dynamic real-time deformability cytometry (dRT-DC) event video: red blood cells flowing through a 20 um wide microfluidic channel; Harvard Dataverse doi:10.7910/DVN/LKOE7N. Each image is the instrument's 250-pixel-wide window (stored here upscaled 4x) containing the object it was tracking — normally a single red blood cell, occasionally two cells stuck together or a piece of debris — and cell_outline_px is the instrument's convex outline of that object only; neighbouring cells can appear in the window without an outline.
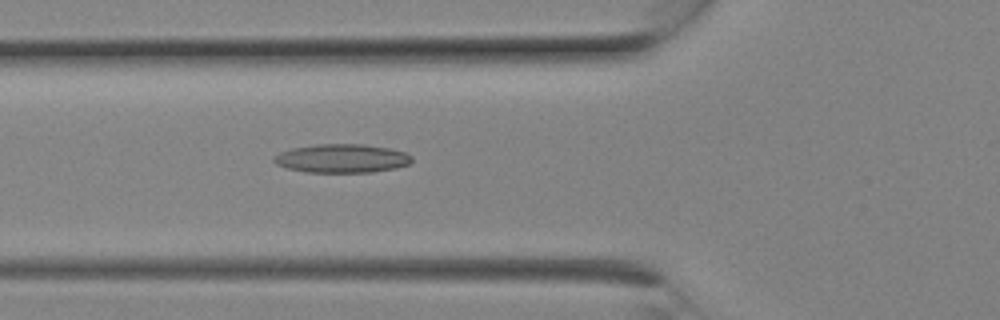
{"species": "Egyptian fruit bat (a non-hibernating species)", "species_latin": "Rousettus aegyptiacus", "temperature_condition": "room temperature", "stored_images_in_passage": 8, "camera_frame_rate_fps": 3000, "um_per_image_px": 0.085, "animal": {"sex": "female"}, "frame": {"image": 1, "passage_image": 8, "time_ms": 2.333, "image_size_px": [1000, 320], "cell_outline_px": [[412, 160], [408, 164], [396, 168], [372, 172], [304, 172], [288, 168], [276, 164], [272, 160], [272, 156], [280, 152], [292, 148], [316, 144], [364, 144], [388, 148], [404, 152], [412, 156]], "centroid_in_image_um": [29.03, 13.46], "position_along_channel_um": 96.8, "area_um2": 23.06}}